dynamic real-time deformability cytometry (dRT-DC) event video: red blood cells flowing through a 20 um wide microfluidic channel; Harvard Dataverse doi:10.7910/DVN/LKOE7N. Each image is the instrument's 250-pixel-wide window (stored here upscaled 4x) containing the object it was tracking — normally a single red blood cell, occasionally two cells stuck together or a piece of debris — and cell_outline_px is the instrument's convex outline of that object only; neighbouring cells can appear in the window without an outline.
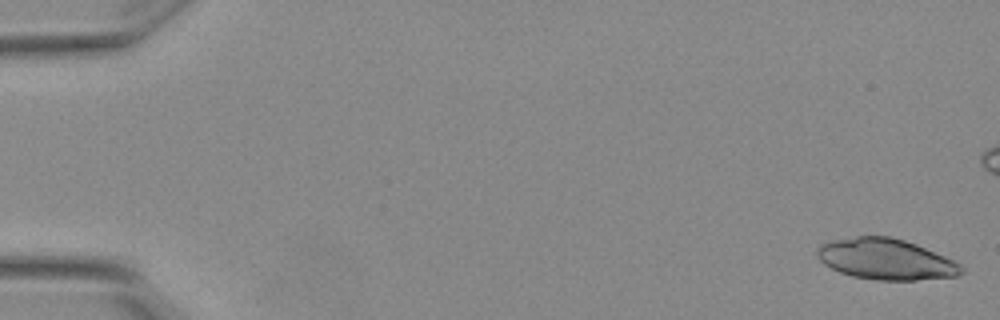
{"species": "Egyptian fruit bat (a non-hibernating species)", "species_latin": "Rousettus aegyptiacus", "temperature_condition": "warm", "stored_images_in_passage": 6, "camera_frame_rate_fps": 3000, "um_per_image_px": 0.085, "animal": {"sex": "female"}, "frame": {"image": 1, "passage_image": 1, "time_ms": 0.0, "image_size_px": [1000, 320], "cell_outline_px": [[964, 272], [956, 276], [916, 280], [876, 280], [852, 276], [840, 272], [824, 264], [820, 260], [816, 252], [816, 248], [820, 244], [832, 240], [856, 236], [888, 236], [904, 240], [916, 244], [944, 256], [960, 264], [964, 268]], "centroid_in_image_um": [75.28, 22.03], "position_along_channel_um": 9.7, "area_um2": 34.28}}